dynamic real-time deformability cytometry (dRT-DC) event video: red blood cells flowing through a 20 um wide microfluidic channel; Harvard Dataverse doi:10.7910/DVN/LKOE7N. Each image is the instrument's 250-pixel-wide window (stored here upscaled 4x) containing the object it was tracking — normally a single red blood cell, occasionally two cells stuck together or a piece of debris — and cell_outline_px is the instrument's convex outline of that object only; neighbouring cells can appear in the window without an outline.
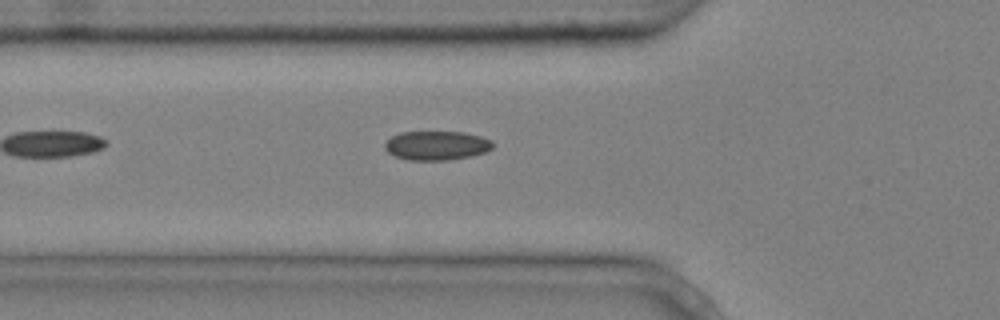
{"species": "common noctule bat (a hibernating species)", "species_latin": "Nyctalus noctula", "temperature_condition": "cold", "stored_images_in_passage": 5, "camera_frame_rate_fps": 3000, "um_per_image_px": 0.085, "animal": {"sex": "male", "body_mass_g": 20.4}, "frame": {"image": 1, "passage_image": 5, "time_ms": 1.333, "image_size_px": [1000, 320], "cell_outline_px": [[492, 148], [484, 152], [472, 156], [448, 160], [408, 160], [396, 156], [388, 152], [384, 148], [384, 144], [392, 136], [400, 132], [464, 132], [480, 136], [492, 140]], "centroid_in_image_um": [37.11, 12.37], "position_along_channel_um": 88.7, "area_um2": 18.26}}